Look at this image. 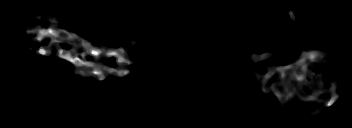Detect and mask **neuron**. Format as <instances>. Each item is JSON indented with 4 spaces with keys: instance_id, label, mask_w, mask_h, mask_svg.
<instances>
[{
    "instance_id": "1",
    "label": "neuron",
    "mask_w": 352,
    "mask_h": 128,
    "mask_svg": "<svg viewBox=\"0 0 352 128\" xmlns=\"http://www.w3.org/2000/svg\"><path fill=\"white\" fill-rule=\"evenodd\" d=\"M35 24L32 25V27L30 26H25L24 29V33L25 34H31L30 37L25 38L24 42L26 43H31L34 40H36L37 38H45L46 40L44 41V47L43 49H46V51H42L40 52L42 55L47 56L49 58L53 57V48L55 47L54 43L55 41H61L63 43H65L67 45V48L70 49L71 45H83L85 48V54L86 56H90L93 58H97L99 61H87L86 60H81L78 57L72 56L70 53V50H66V52H59V58L61 59H67L68 61H70L71 63H74L76 66V70L73 73V75L75 76H81L82 74H86L88 79H96L97 78V71H100L102 73V75H104V73L108 74H114L117 76H120L122 79V76L125 75L129 70L128 69H123L122 67H116V69H114V67L110 68L107 64L105 66H103V63L106 61L103 59V55L99 53L98 48L96 46H89L88 41L86 40H82L80 37L75 36V34L72 32H69L65 29H61L59 30L57 27V24H54L52 22L53 19H60L59 16H55V18H52V16H48L47 17V21L48 23L51 24L50 26V30H47V28H42V29H37L38 28V16H32L31 17ZM131 45L137 44L138 46H143L141 44H139V42H137L136 40H133L130 42ZM123 46L118 47L116 50H109L106 54L108 58H112L113 56L119 55L121 54L123 57V60H115V62H118V64L122 63V64H132L131 61H127L124 62V57L125 54L123 52L122 48ZM29 51L33 53L35 59L36 58V52L38 51V47L37 48H33V47H29ZM252 56V62L255 61V57L259 58L260 60H264V59H268L270 56H272L271 51L267 52L265 54H251ZM256 55V56H255ZM326 53L324 52H320L316 49H312V50H304L303 53L300 56L299 60H296L295 63L292 64H284V65H277L276 67H271L268 66V64H264L265 65V69L268 71L270 70V73L265 74V75H261L260 81L262 82H267L269 81L270 77L272 74L277 73L279 71H283L282 73V81L283 84L285 85V88L283 89L284 92H279L277 91L276 87H273L272 90L275 92V96L276 98L279 99V101H284L286 100L287 102H290V98L294 97L295 94L297 93L300 98L302 100H310L313 99L315 102H319L321 105L317 106V112H319V110H321L322 107H331L333 106L338 99L341 97V95L335 91H337V86L336 84H332L331 86L326 87V82L324 80L323 75L320 76V73L317 72V70L311 66L310 61H315L316 59H318V56H321L324 59V57L326 58ZM99 56V57H97ZM84 70H80V68L82 67H86ZM303 68L304 72L302 73L300 71V69ZM310 72H313L315 74V76H318V81L325 85V87H319V88H314L313 87V93L311 95H306L302 88L299 86V83L302 79H306L307 83L305 84L304 87L309 88V86H311V82L314 83L313 77L310 75ZM252 76H259V74L257 73L256 69H253V72L251 73ZM289 74H291V81H292V86H293V91L290 90V87L288 86L289 84V79L288 76ZM100 77V76H98ZM298 80V81H297ZM310 83V84H309ZM260 90H262L263 93L268 92L269 89H263V87H260ZM328 91H332V97L330 98V100L327 102L325 100H323L322 98H320V93L321 92H328ZM334 93V94H333ZM315 114V111L313 112V110H311L310 114H308V116L305 117V119L307 118H311V116H313Z\"/></svg>"
}]
</instances>
